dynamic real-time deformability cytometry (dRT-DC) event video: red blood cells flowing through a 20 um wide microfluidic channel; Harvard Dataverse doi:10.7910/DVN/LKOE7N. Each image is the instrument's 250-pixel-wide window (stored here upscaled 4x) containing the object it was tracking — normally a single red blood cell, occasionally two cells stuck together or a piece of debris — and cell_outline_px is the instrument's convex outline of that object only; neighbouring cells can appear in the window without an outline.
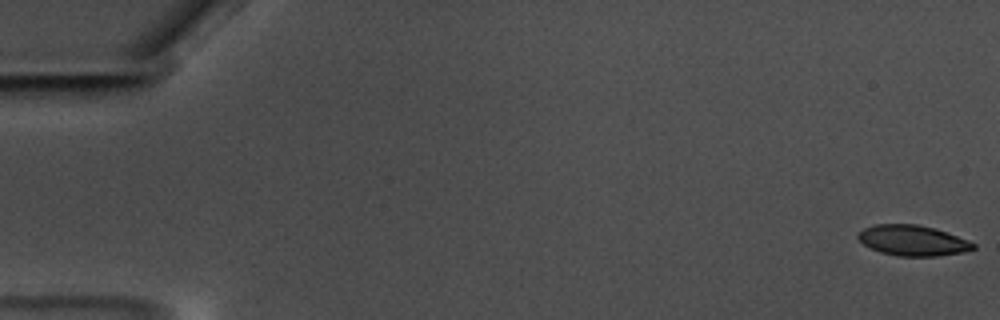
{"species": "common noctule bat (a hibernating species)", "species_latin": "Nyctalus noctula", "temperature_condition": "warm", "stored_images_in_passage": 59, "camera_frame_rate_fps": 3000, "um_per_image_px": 0.085, "animal": {"sex": "male", "body_mass_g": 17.5, "forearm_length_mm": 52.3}, "frame": {"image": 1, "passage_image": 1, "time_ms": 0.0, "image_size_px": [1000, 320], "cell_outline_px": [[976, 248], [960, 252], [936, 256], [900, 256], [880, 252], [864, 244], [856, 236], [864, 228], [876, 224], [916, 224], [936, 228], [968, 240], [976, 244]], "centroid_in_image_um": [77.59, 20.43], "position_along_channel_um": 7.4, "area_um2": 20.29}}
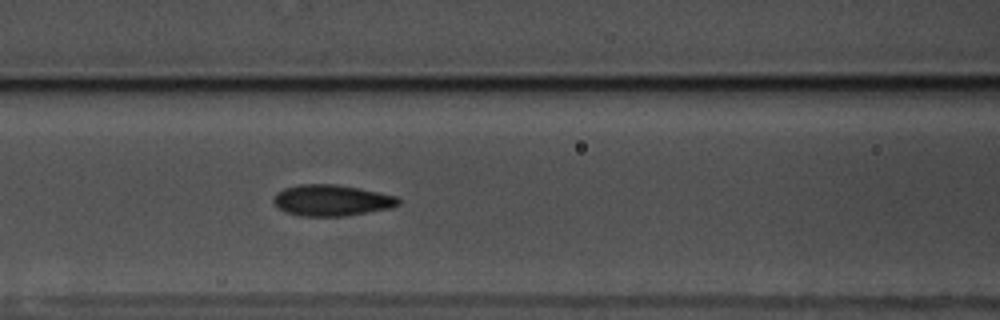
{"frame": {"image": 2, "passage_image": 26, "time_ms": 8.333, "image_size_px": [1000, 320], "cell_outline_px": [[400, 204], [392, 208], [344, 216], [300, 216], [288, 212], [280, 208], [272, 200], [272, 196], [276, 192], [284, 188], [300, 184], [332, 184], [360, 188], [396, 196], [400, 200]], "centroid_in_image_um": [28.19, 17.02], "position_along_channel_um": 138.4, "area_um2": 22.66}}
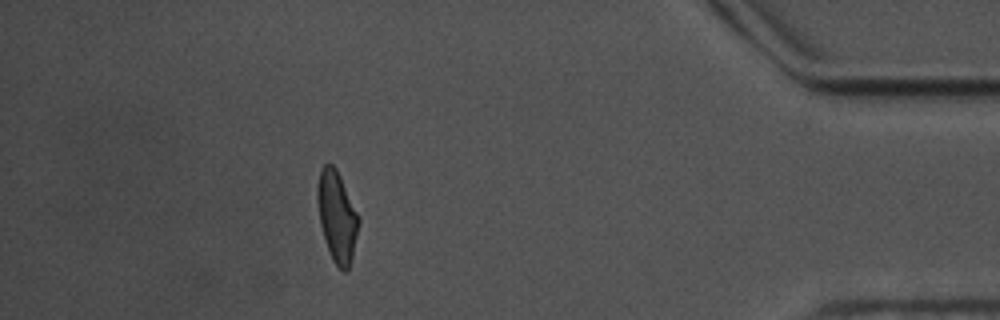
{"frame": {"image": 3, "passage_image": 53, "time_ms": 17.333, "image_size_px": [1000, 320], "cell_outline_px": [[360, 220], [352, 256], [348, 272], [344, 272], [332, 260], [320, 224], [316, 200], [316, 188], [320, 168], [324, 164], [332, 164], [336, 168], [360, 216]], "centroid_in_image_um": [28.63, 18.37], "position_along_channel_um": 406.6, "area_um2": 21.91}, "authors_computed_cell_mechanics": {"area_um2": 21.9062, "velocity_mm_per_s": 3.5074, "shape_relaxation_time_tau1_ms": 5.3201, "shape_relaxation_time_tau2_ms": 1.5745, "deformation_change_tau1": 0.1628, "deformation_change_tau2": 0.0728}}